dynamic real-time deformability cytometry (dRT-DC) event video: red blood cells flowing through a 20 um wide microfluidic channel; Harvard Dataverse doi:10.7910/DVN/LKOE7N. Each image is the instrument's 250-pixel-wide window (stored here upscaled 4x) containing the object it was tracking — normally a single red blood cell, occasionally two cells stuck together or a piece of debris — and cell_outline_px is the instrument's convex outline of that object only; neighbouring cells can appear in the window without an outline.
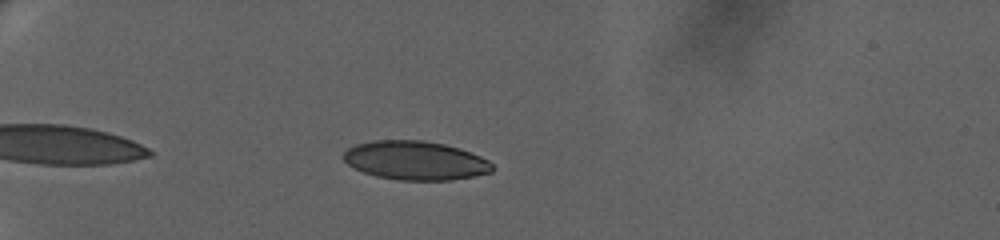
{"species": "human", "species_latin": "Homo sapiens", "temperature_condition": "warm", "stored_images_in_passage": 54, "camera_frame_rate_fps": 3000, "um_per_image_px": 0.085, "donor": {"sex": "female"}, "frame": {"image": 1, "passage_image": 8, "time_ms": 2.333, "image_size_px": [1000, 240], "cell_outline_px": [[496, 168], [492, 172], [476, 176], [452, 180], [400, 180], [376, 176], [364, 172], [348, 164], [344, 160], [344, 152], [348, 148], [356, 144], [376, 140], [424, 140], [444, 144], [460, 148], [480, 156], [488, 160]], "centroid_in_image_um": [35.35, 13.64], "position_along_channel_um": 49.6, "area_um2": 33.76}}
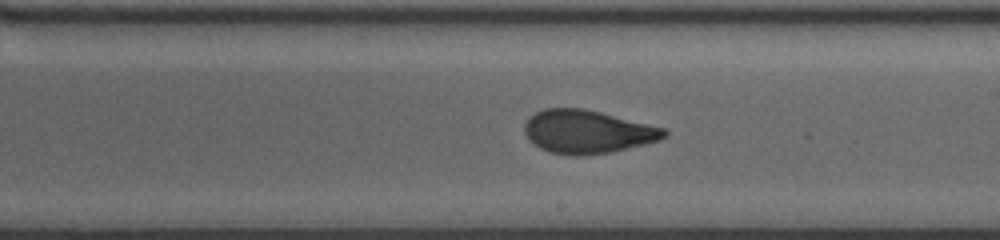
{"frame": {"image": 2, "passage_image": 30, "time_ms": 9.667, "image_size_px": [1000, 240], "cell_outline_px": [[668, 136], [660, 140], [612, 152], [580, 156], [568, 156], [548, 152], [540, 148], [528, 140], [524, 132], [524, 124], [528, 116], [544, 108], [584, 108], [664, 128], [668, 132]], "centroid_in_image_um": [49.89, 11.21], "position_along_channel_um": 239.1, "area_um2": 35.49}}
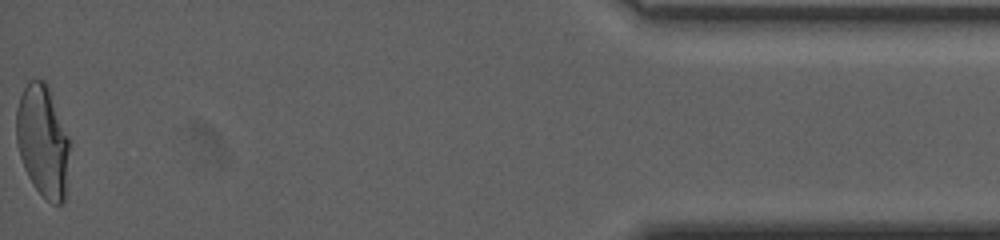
{"frame": {"image": 3, "passage_image": 54, "time_ms": 17.667, "image_size_px": [1000, 240], "cell_outline_px": [[68, 152], [64, 200], [60, 204], [52, 204], [32, 184], [24, 168], [16, 144], [16, 108], [20, 96], [28, 80], [44, 80], [48, 84], [68, 136]], "centroid_in_image_um": [3.6, 11.94], "position_along_channel_um": 431.6, "area_um2": 34.39}, "authors_computed_cell_mechanics": {"area_um2": 34.5644, "velocity_mm_per_s": 3.2468, "shape_relaxation_time_tau1_ms": 9.3027, "shape_relaxation_time_tau2_ms": null, "deformation_change_tau1": 0.2586, "deformation_change_tau2": null}}